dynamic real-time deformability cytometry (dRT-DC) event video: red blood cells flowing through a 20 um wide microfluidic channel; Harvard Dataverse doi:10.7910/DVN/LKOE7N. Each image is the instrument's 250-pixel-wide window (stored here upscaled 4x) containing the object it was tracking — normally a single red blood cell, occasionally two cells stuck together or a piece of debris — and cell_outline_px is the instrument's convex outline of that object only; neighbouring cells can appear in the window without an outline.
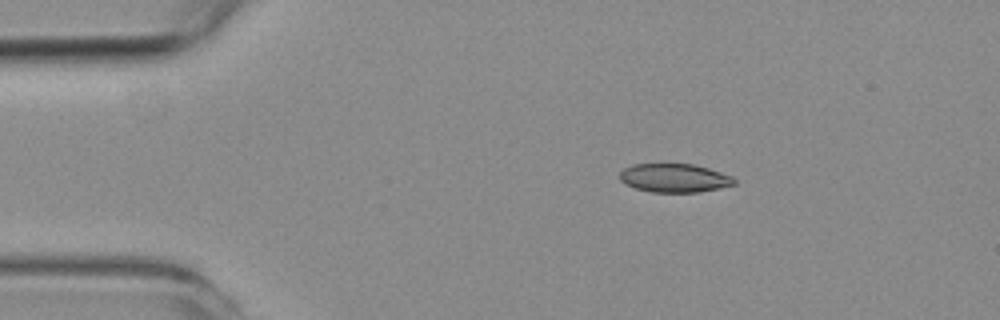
{"species": "common noctule bat (a hibernating species)", "species_latin": "Nyctalus noctula", "temperature_condition": "room temperature", "stored_images_in_passage": 46, "camera_frame_rate_fps": 3000, "um_per_image_px": 0.085, "animal": {"sex": "female", "body_mass_g": 19.3, "forearm_length_mm": 54.1}, "frame": {"image": 1, "passage_image": 1, "time_ms": 0.0, "image_size_px": [1000, 320], "cell_outline_px": [[736, 184], [720, 188], [700, 192], [652, 192], [636, 188], [624, 184], [620, 180], [620, 172], [624, 168], [632, 164], [692, 164], [708, 168], [732, 176], [736, 180]], "centroid_in_image_um": [57.32, 15.13], "position_along_channel_um": 27.7, "area_um2": 19.13}}
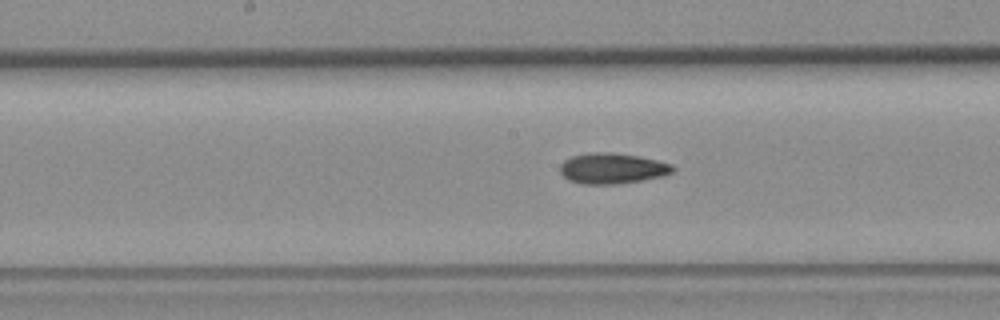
{"frame": {"image": 2, "passage_image": 19, "time_ms": 6.0, "image_size_px": [1000, 320], "cell_outline_px": [[676, 168], [672, 172], [664, 176], [616, 184], [580, 184], [568, 180], [560, 172], [560, 164], [564, 160], [572, 156], [592, 152], [608, 152], [636, 156], [656, 160], [672, 164]], "centroid_in_image_um": [52.02, 14.32], "position_along_channel_um": 196.2, "area_um2": 20.06}}
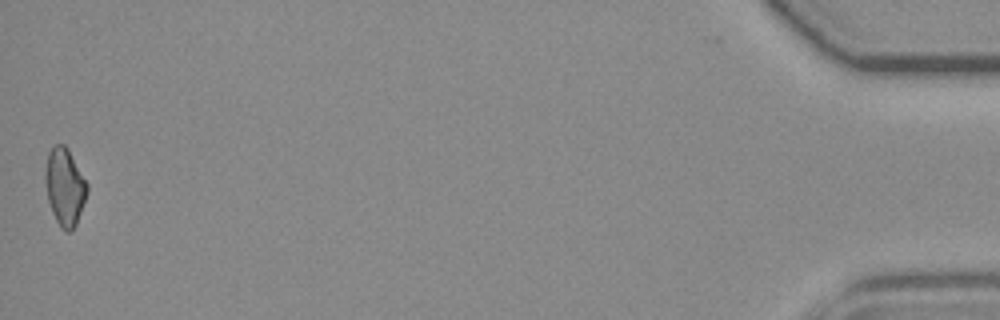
{"frame": {"image": 3, "passage_image": 46, "time_ms": 15.0, "image_size_px": [1000, 320], "cell_outline_px": [[88, 192], [76, 224], [68, 232], [64, 232], [60, 228], [52, 212], [48, 200], [44, 180], [44, 172], [48, 152], [56, 144], [64, 144], [68, 148], [88, 184]], "centroid_in_image_um": [5.49, 15.87], "position_along_channel_um": 429.7, "area_um2": 18.96}, "authors_computed_cell_mechanics": {"area_um2": 19.5364, "velocity_mm_per_s": 3.7482, "shape_relaxation_time_tau1_ms": null, "shape_relaxation_time_tau2_ms": 2.8901, "deformation_change_tau1": null, "deformation_change_tau2": 0.0773}}